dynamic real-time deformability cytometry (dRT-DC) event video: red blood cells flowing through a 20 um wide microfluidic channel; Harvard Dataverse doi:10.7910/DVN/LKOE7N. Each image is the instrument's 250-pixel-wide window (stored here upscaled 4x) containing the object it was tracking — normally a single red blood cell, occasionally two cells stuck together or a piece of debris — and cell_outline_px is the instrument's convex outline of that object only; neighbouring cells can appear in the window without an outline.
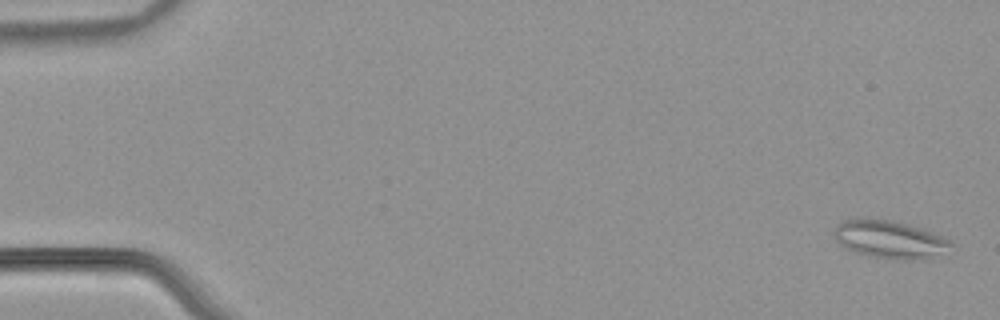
{"species": "common noctule bat (a hibernating species)", "species_latin": "Nyctalus noctula", "temperature_condition": "warm", "stored_images_in_passage": 54, "camera_frame_rate_fps": 3000, "um_per_image_px": 0.085, "animal": {"sex": "male", "body_mass_g": 21.5, "forearm_length_mm": 52.0}, "frame": {"image": 1, "passage_image": 2, "time_ms": 0.333, "image_size_px": [1000, 320], "cell_outline_px": [[952, 244], [924, 260], [896, 260], [872, 256], [856, 252], [844, 248], [836, 240], [836, 224], [840, 220], [860, 216], [892, 220], [908, 224], [944, 236], [952, 240]], "centroid_in_image_um": [75.55, 20.31], "position_along_channel_um": 9.4, "area_um2": 25.89}}
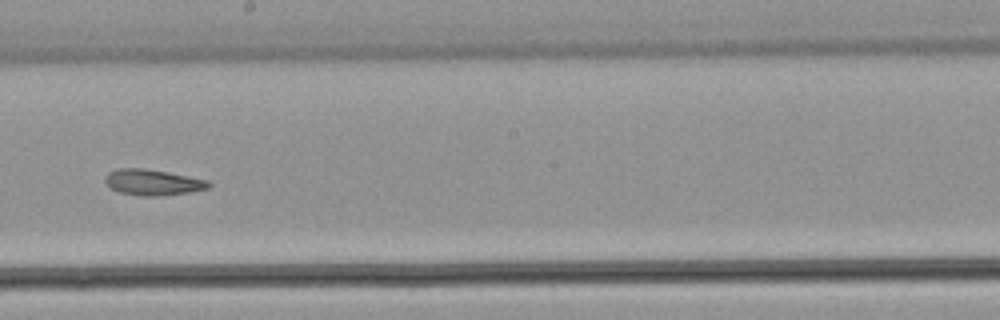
{"frame": {"image": 2, "passage_image": 32, "time_ms": 10.333, "image_size_px": [1000, 320], "cell_outline_px": [[212, 184], [208, 188], [188, 192], [156, 196], [140, 196], [120, 192], [112, 188], [104, 180], [104, 176], [108, 172], [116, 168], [144, 168], [168, 172], [208, 180]], "centroid_in_image_um": [12.96, 15.48], "position_along_channel_um": 235.2, "area_um2": 15.55}}
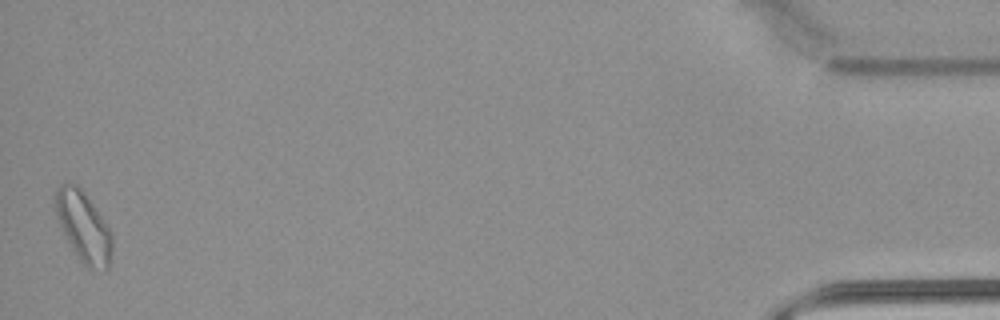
{"frame": {"image": 3, "passage_image": 54, "time_ms": 17.667, "image_size_px": [1000, 320], "cell_outline_px": [[112, 248], [108, 268], [88, 268], [80, 260], [72, 248], [60, 228], [52, 208], [52, 200], [56, 188], [60, 184], [76, 184], [80, 188], [104, 220], [112, 232]], "centroid_in_image_um": [7.03, 19.23], "position_along_channel_um": 428.2, "area_um2": 23.29}, "authors_computed_cell_mechanics": {"area_um2": 17.8313, "velocity_mm_per_s": 3.8732, "shape_relaxation_time_tau1_ms": null, "shape_relaxation_time_tau2_ms": 6.9428, "deformation_change_tau1": null, "deformation_change_tau2": 0.1631}}